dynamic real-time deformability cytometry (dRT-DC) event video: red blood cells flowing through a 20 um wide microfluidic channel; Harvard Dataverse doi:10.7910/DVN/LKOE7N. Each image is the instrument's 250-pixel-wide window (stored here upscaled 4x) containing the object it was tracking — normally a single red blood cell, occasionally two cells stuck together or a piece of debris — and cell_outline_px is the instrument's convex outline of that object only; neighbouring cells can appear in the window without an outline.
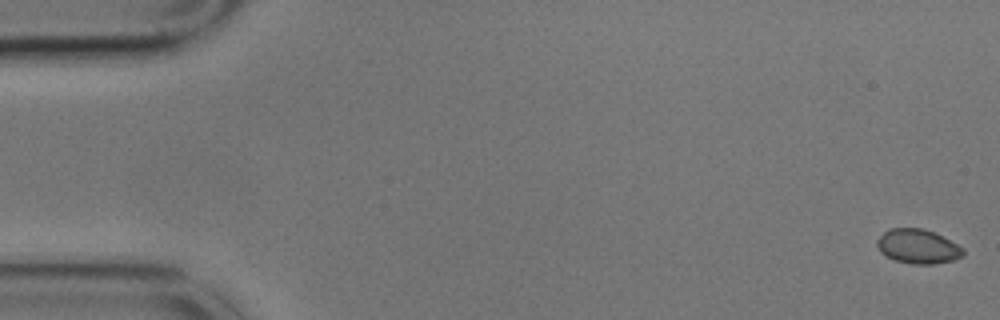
{"species": "common noctule bat (a hibernating species)", "species_latin": "Nyctalus noctula", "temperature_condition": "cold", "stored_images_in_passage": 59, "camera_frame_rate_fps": 3000, "um_per_image_px": 0.085, "animal": {"sex": "male", "body_mass_g": 17.9}, "frame": {"image": 1, "passage_image": 1, "time_ms": 0.0, "image_size_px": [1000, 320], "cell_outline_px": [[964, 256], [952, 260], [932, 264], [912, 264], [896, 260], [884, 256], [880, 252], [876, 244], [876, 240], [888, 228], [924, 228], [964, 248]], "centroid_in_image_um": [77.98, 20.95], "position_along_channel_um": 7.0, "area_um2": 17.17}}
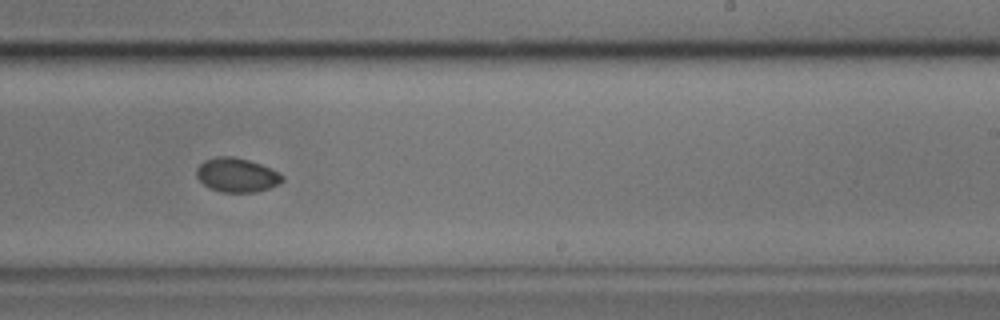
{"frame": {"image": 2, "passage_image": 36, "time_ms": 11.667, "image_size_px": [1000, 320], "cell_outline_px": [[284, 180], [280, 184], [256, 192], [220, 192], [208, 188], [196, 176], [196, 168], [204, 160], [216, 156], [232, 156], [248, 160], [260, 164], [280, 172], [284, 176]], "centroid_in_image_um": [20.13, 14.88], "position_along_channel_um": 268.9, "area_um2": 17.22}}
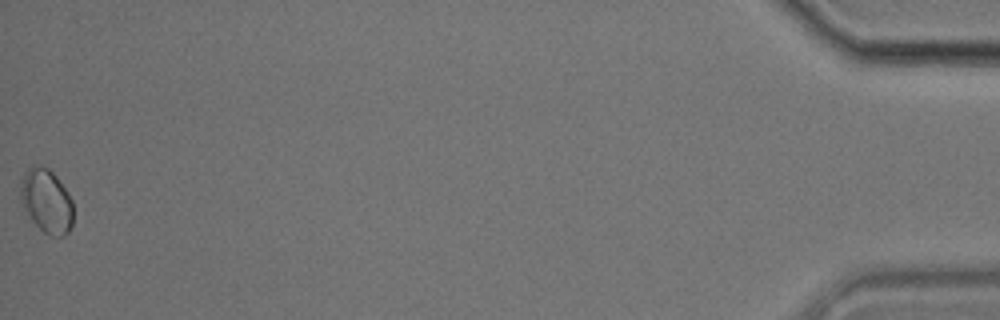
{"frame": {"image": 3, "passage_image": 59, "time_ms": 19.333, "image_size_px": [1000, 320], "cell_outline_px": [[72, 224], [68, 232], [64, 236], [52, 236], [44, 232], [32, 220], [24, 208], [20, 200], [20, 180], [24, 172], [32, 164], [40, 164], [48, 168], [56, 176], [68, 192], [72, 200]], "centroid_in_image_um": [3.93, 17.04], "position_along_channel_um": 431.3, "area_um2": 19.77}, "authors_computed_cell_mechanics": {"area_um2": 17.34, "velocity_mm_per_s": 3.3906, "shape_relaxation_time_tau1_ms": 3.896, "shape_relaxation_time_tau2_ms": null, "deformation_change_tau1": 0.0696, "deformation_change_tau2": null}}